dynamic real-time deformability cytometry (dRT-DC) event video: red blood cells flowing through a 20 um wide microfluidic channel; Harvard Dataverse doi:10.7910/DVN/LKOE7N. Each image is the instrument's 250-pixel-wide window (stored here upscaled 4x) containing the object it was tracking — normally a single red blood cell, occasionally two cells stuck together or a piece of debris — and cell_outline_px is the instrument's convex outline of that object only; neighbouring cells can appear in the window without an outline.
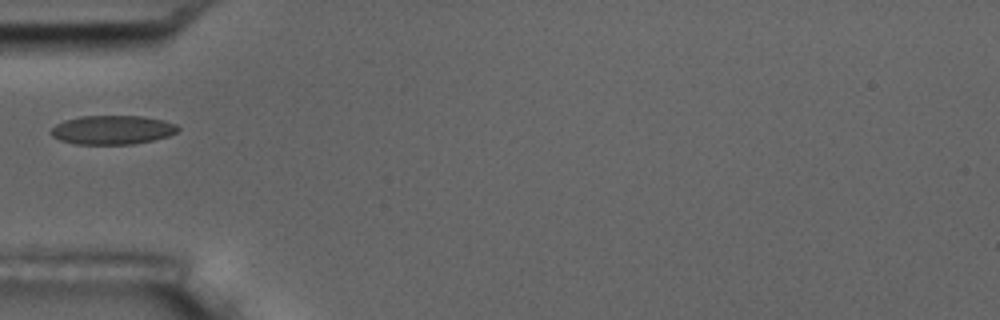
{"species": "common noctule bat (a hibernating species)", "species_latin": "Nyctalus noctula", "temperature_condition": "room temperature", "stored_images_in_passage": 1, "camera_frame_rate_fps": 3000, "um_per_image_px": 0.085, "animal": {"sex": "male", "body_mass_g": 17.5, "forearm_length_mm": 52.3}, "frame": {"image": 1, "passage_image": 1, "time_ms": 0.0, "image_size_px": [1000, 320], "cell_outline_px": [[180, 128], [176, 132], [168, 136], [152, 140], [132, 144], [76, 144], [60, 140], [52, 136], [48, 132], [56, 124], [64, 120], [80, 116], [140, 116], [164, 120], [176, 124]], "centroid_in_image_um": [9.53, 11.04], "position_along_channel_um": 75.5, "area_um2": 21.44}}